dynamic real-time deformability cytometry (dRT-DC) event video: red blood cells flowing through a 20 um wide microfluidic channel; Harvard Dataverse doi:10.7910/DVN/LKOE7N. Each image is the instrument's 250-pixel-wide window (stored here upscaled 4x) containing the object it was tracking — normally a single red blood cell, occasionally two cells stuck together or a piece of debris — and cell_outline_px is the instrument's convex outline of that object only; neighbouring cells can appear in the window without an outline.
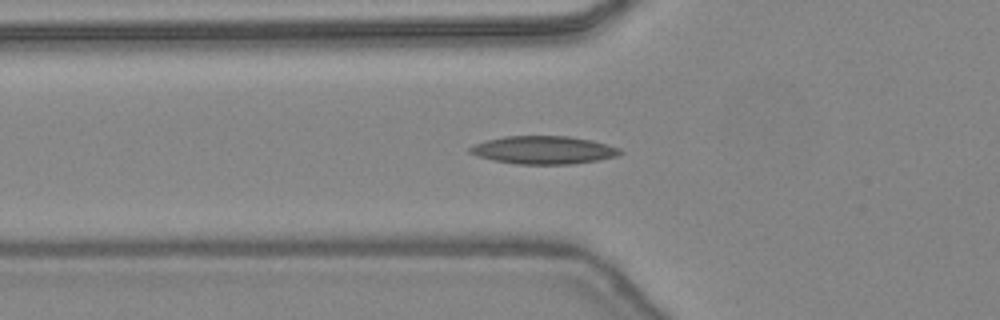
{"species": "common noctule bat (a hibernating species)", "species_latin": "Nyctalus noctula", "temperature_condition": "warm", "stored_images_in_passage": 4, "camera_frame_rate_fps": 3000, "um_per_image_px": 0.085, "animal": {"sex": "female", "body_mass_g": 24.6, "forearm_length_mm": 56.2}, "frame": {"image": 1, "passage_image": 2, "time_ms": 0.333, "image_size_px": [1000, 320], "cell_outline_px": [[624, 152], [616, 156], [600, 160], [572, 164], [516, 164], [492, 160], [476, 156], [468, 152], [468, 148], [472, 144], [504, 136], [568, 136], [592, 140], [608, 144], [620, 148]], "centroid_in_image_um": [46.19, 12.75], "position_along_channel_um": 79.6, "area_um2": 24.74}}